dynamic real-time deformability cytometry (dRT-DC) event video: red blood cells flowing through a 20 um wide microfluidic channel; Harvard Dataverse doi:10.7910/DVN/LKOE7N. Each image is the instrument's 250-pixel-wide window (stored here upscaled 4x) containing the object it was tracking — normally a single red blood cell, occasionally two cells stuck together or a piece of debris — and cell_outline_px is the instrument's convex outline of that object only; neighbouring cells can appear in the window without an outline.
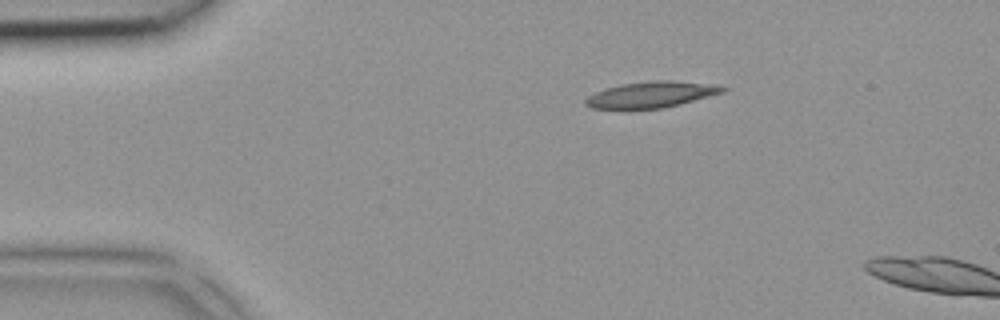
{"species": "common noctule bat (a hibernating species)", "species_latin": "Nyctalus noctula", "temperature_condition": "room temperature", "stored_images_in_passage": 2, "camera_frame_rate_fps": 3000, "um_per_image_px": 0.085, "animal": {"sex": "female", "body_mass_g": 18.4}, "frame": {"image": 1, "passage_image": 1, "time_ms": 0.0, "image_size_px": [1000, 320], "cell_outline_px": [[728, 88], [724, 92], [680, 104], [664, 108], [592, 108], [584, 104], [584, 100], [588, 96], [604, 88], [624, 84], [656, 80], [672, 80], [716, 84]], "centroid_in_image_um": [55.4, 8.03], "position_along_channel_um": 29.6, "area_um2": 20.69}}